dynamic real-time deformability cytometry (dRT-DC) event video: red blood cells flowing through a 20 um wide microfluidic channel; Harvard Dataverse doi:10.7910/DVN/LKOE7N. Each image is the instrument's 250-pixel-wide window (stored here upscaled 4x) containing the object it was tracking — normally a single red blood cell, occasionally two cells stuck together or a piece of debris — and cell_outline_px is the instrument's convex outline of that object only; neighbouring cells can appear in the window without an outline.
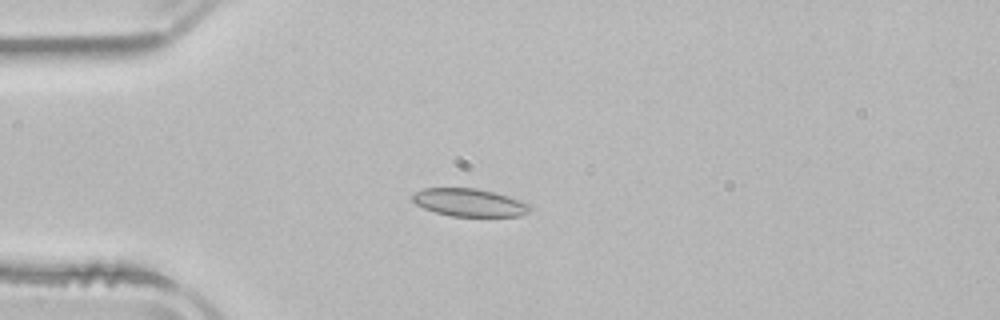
{"species": "common noctule bat (a hibernating species)", "species_latin": "Nyctalus noctula", "temperature_condition": "room temperature", "stored_images_in_passage": 52, "camera_frame_rate_fps": 3000, "um_per_image_px": 0.085, "animal": {"sex": "male", "body_mass_g": 21.5, "forearm_length_mm": 52.0}, "frame": {"image": 1, "passage_image": 13, "time_ms": 4.0, "image_size_px": [1000, 320], "cell_outline_px": [[532, 212], [520, 216], [452, 216], [436, 212], [424, 208], [416, 204], [412, 200], [412, 196], [416, 192], [424, 188], [476, 188], [496, 192], [532, 204]], "centroid_in_image_um": [39.97, 17.21], "position_along_channel_um": 45.0, "area_um2": 19.19}}
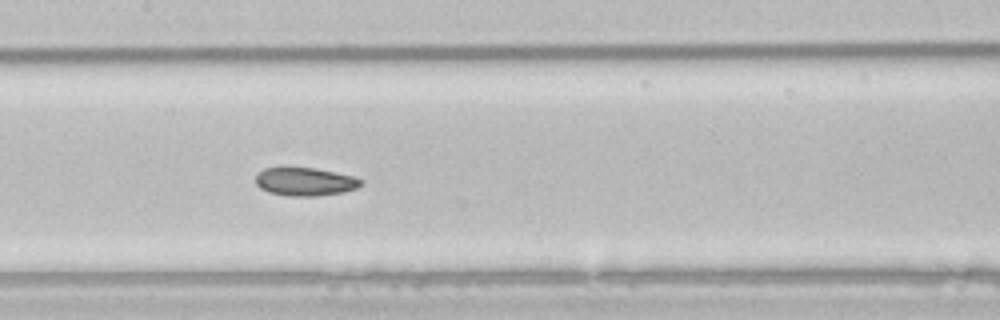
{"frame": {"image": 2, "passage_image": 25, "time_ms": 8.0, "image_size_px": [1000, 320], "cell_outline_px": [[364, 180], [356, 188], [340, 192], [316, 196], [288, 196], [268, 192], [260, 188], [256, 184], [256, 176], [264, 168], [316, 168], [352, 176]], "centroid_in_image_um": [25.9, 15.44], "position_along_channel_um": 181.5, "area_um2": 17.05}}
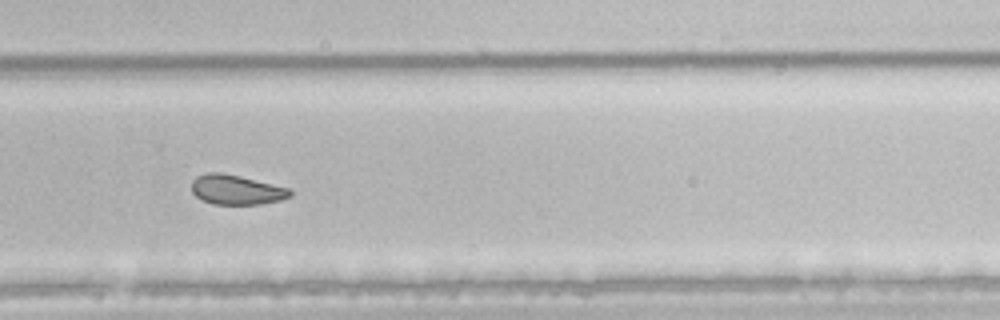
{"frame": {"image": 3, "passage_image": 35, "time_ms": 11.333, "image_size_px": [1000, 320], "cell_outline_px": [[292, 196], [280, 200], [260, 204], [212, 204], [196, 196], [192, 192], [192, 180], [196, 176], [208, 172], [220, 172], [240, 176], [288, 188], [292, 192]], "centroid_in_image_um": [20.07, 16.12], "position_along_channel_um": 309.7, "area_um2": 16.94}, "authors_computed_cell_mechanics": {"area_um2": 19.2763, "velocity_mm_per_s": 3.864, "shape_relaxation_time_tau1_ms": 3.4971, "shape_relaxation_time_tau2_ms": 2.3007, "deformation_change_tau1": 0.0969, "deformation_change_tau2": 0.0669}}